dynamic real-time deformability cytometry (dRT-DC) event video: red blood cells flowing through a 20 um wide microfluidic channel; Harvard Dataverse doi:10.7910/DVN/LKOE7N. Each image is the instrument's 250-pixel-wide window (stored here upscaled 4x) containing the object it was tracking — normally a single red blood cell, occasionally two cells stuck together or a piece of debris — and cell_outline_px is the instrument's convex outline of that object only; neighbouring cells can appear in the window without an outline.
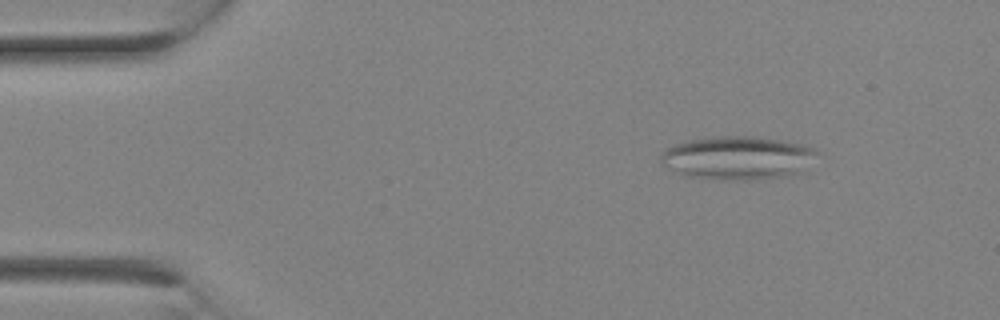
{"species": "Egyptian fruit bat (a non-hibernating species)", "species_latin": "Rousettus aegyptiacus", "temperature_condition": "room temperature", "stored_images_in_passage": 7, "camera_frame_rate_fps": 3000, "um_per_image_px": 0.085, "animal": {"sex": "female"}, "frame": {"image": 1, "passage_image": 3, "time_ms": 0.667, "image_size_px": [1000, 320], "cell_outline_px": [[816, 152], [804, 172], [784, 176], [748, 180], [720, 180], [684, 176], [660, 164], [660, 156], [664, 148], [688, 140], [716, 136], [752, 136], [780, 140], [804, 144], [816, 148]], "centroid_in_image_um": [62.66, 13.42], "position_along_channel_um": 22.3, "area_um2": 39.82}}